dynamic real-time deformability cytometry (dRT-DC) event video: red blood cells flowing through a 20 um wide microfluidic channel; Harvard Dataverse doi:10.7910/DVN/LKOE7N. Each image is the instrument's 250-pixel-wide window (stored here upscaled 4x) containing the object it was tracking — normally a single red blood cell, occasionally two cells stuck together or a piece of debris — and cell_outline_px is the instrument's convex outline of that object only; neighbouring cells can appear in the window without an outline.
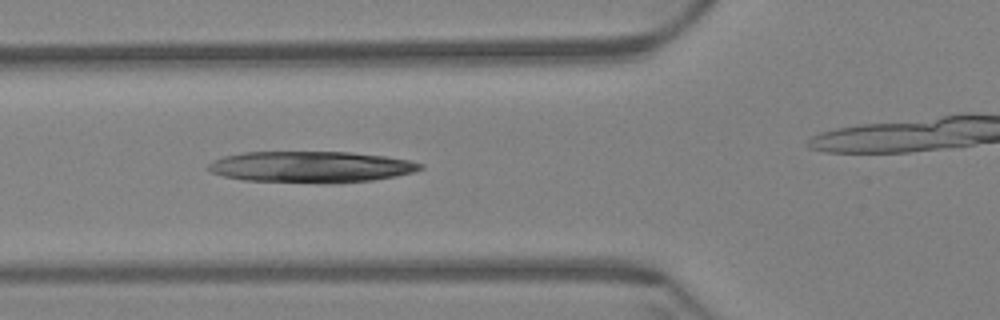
{"species": "Egyptian fruit bat (a non-hibernating species)", "species_latin": "Rousettus aegyptiacus", "temperature_condition": "warm", "stored_images_in_passage": 31, "camera_frame_rate_fps": 3000, "um_per_image_px": 0.085, "animal": {"sex": "female"}, "frame": {"image": 1, "passage_image": 9, "time_ms": 2.667, "image_size_px": [1000, 320], "cell_outline_px": [[424, 168], [412, 172], [396, 176], [372, 180], [324, 184], [244, 180], [224, 176], [212, 172], [208, 168], [208, 164], [212, 160], [224, 156], [244, 152], [348, 152], [384, 156], [408, 160], [424, 164]], "centroid_in_image_um": [26.43, 14.19], "position_along_channel_um": 99.4, "area_um2": 38.73}}
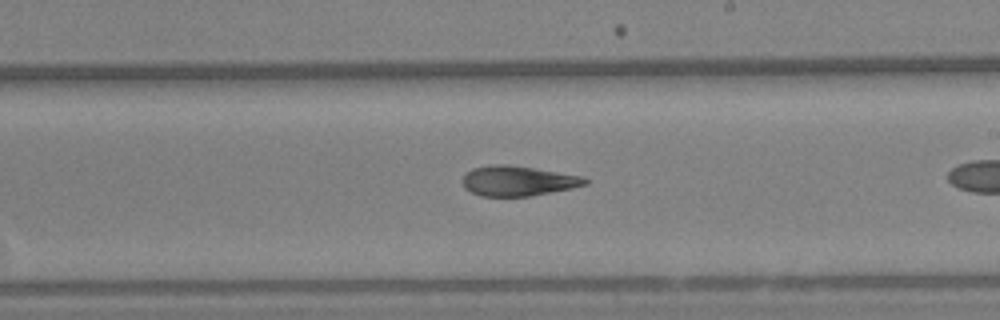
{"frame": {"image": 2, "passage_image": 18, "time_ms": 5.667, "image_size_px": [1000, 320], "cell_outline_px": [[588, 184], [572, 188], [528, 196], [480, 196], [464, 188], [460, 180], [472, 168], [492, 164], [508, 164], [580, 176], [588, 180]], "centroid_in_image_um": [43.96, 15.38], "position_along_channel_um": 245.0, "area_um2": 21.27}}
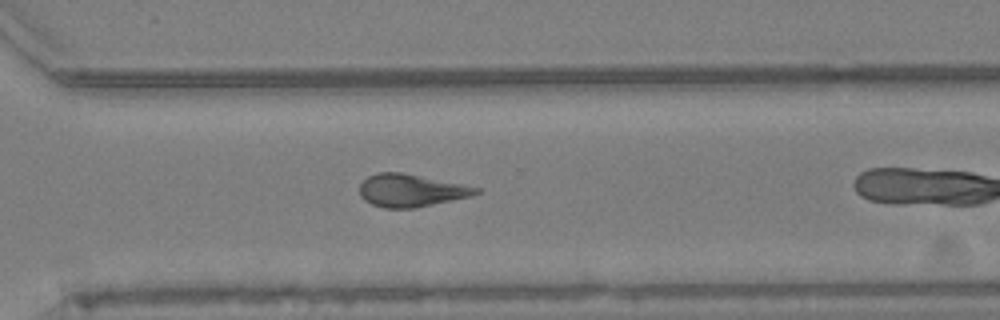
{"frame": {"image": 3, "passage_image": 26, "time_ms": 8.333, "image_size_px": [1000, 320], "cell_outline_px": [[480, 192], [468, 196], [416, 208], [384, 208], [372, 204], [364, 200], [360, 196], [360, 184], [368, 176], [376, 172], [400, 172], [480, 188]], "centroid_in_image_um": [34.86, 16.19], "position_along_channel_um": 335.7, "area_um2": 21.73}}